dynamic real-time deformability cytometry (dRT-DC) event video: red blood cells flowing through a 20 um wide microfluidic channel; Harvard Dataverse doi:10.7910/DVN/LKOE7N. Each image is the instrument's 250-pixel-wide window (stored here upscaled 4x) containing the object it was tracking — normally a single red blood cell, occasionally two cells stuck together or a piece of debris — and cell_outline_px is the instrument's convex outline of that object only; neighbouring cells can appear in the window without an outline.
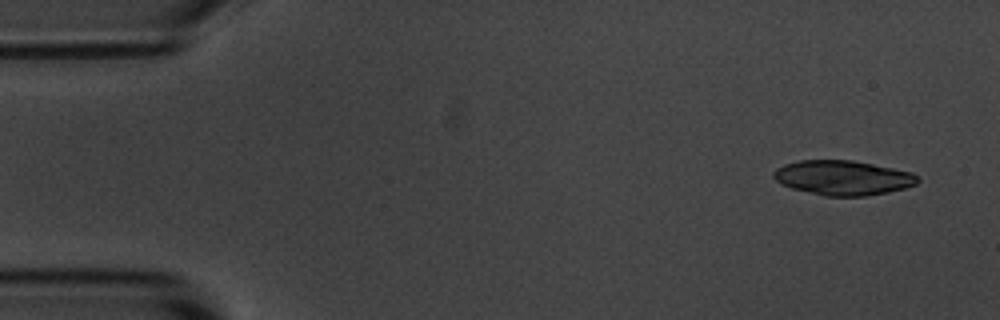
{"species": "common noctule bat (a hibernating species)", "species_latin": "Nyctalus noctula", "temperature_condition": "room temperature", "stored_images_in_passage": 5, "segment_of_instrument_passage": [1, 2], "camera_frame_rate_fps": 3000, "um_per_image_px": 0.085, "animal": {"sex": "male", "body_mass_g": 20.1, "forearm_length_mm": 53.5}, "frame": {"image": 1, "passage_image": 1, "time_ms": 0.0, "image_size_px": [1000, 320], "cell_outline_px": [[920, 180], [916, 184], [904, 188], [888, 192], [864, 196], [824, 196], [792, 188], [780, 184], [772, 176], [772, 172], [776, 168], [784, 164], [800, 160], [852, 160], [912, 172]], "centroid_in_image_um": [71.61, 15.11], "position_along_channel_um": 13.4, "area_um2": 29.07}}